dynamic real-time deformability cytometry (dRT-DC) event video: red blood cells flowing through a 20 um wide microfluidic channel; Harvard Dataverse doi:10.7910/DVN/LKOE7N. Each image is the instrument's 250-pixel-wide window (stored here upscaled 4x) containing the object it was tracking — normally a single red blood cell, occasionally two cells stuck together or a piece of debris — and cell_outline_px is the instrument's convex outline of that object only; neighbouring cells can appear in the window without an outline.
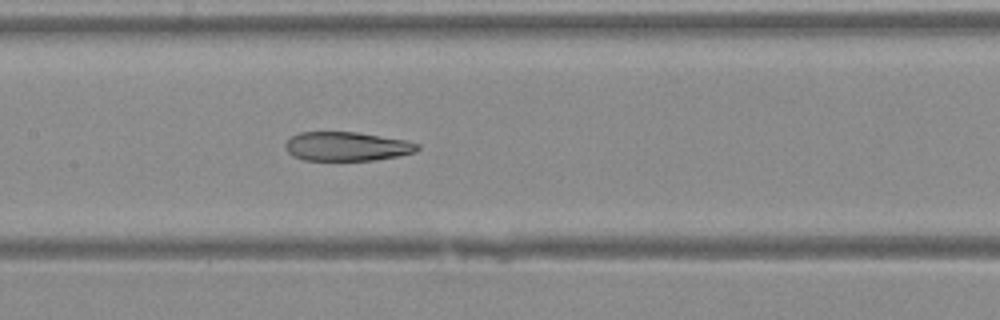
{"species": "Egyptian fruit bat (a non-hibernating species)", "species_latin": "Rousettus aegyptiacus", "temperature_condition": "warm", "stored_images_in_passage": 29, "camera_frame_rate_fps": 3000, "um_per_image_px": 0.085, "animal": {"sex": "female"}, "frame": {"image": 1, "passage_image": 8, "time_ms": 2.333, "image_size_px": [1000, 320], "cell_outline_px": [[420, 148], [416, 152], [396, 156], [372, 160], [304, 160], [292, 156], [284, 148], [284, 144], [292, 136], [300, 132], [356, 132], [404, 140], [420, 144]], "centroid_in_image_um": [29.45, 12.44], "position_along_channel_um": 178.0, "area_um2": 22.25}}
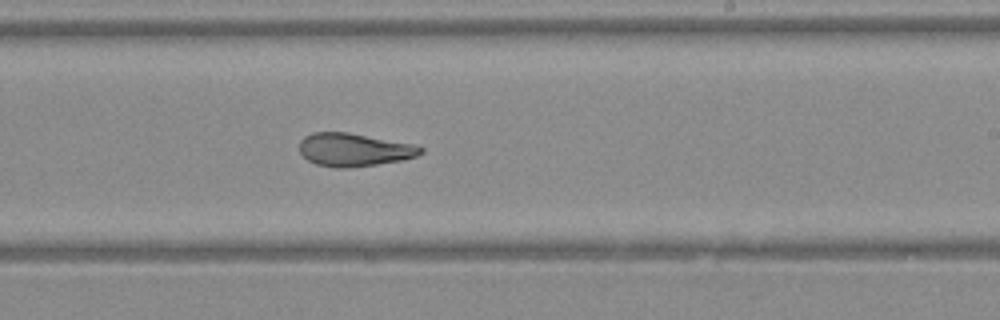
{"frame": {"image": 2, "passage_image": 13, "time_ms": 4.0, "image_size_px": [1000, 320], "cell_outline_px": [[424, 152], [416, 156], [400, 160], [376, 164], [348, 168], [336, 168], [316, 164], [308, 160], [300, 152], [300, 140], [304, 136], [312, 132], [348, 132], [412, 144], [424, 148]], "centroid_in_image_um": [30.06, 12.72], "position_along_channel_um": 258.9, "area_um2": 23.24}}
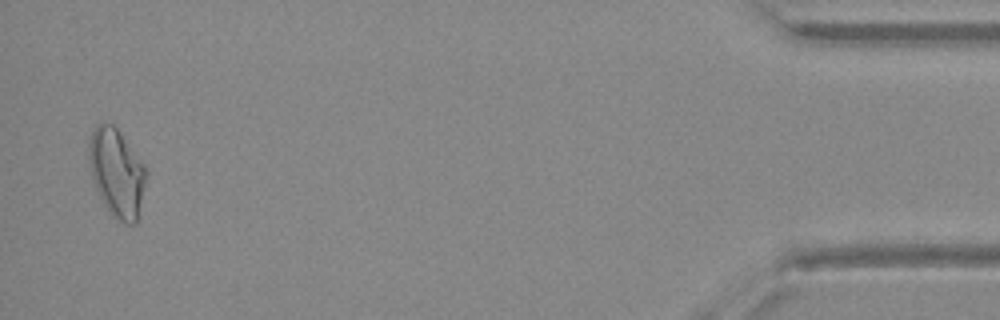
{"frame": {"image": 3, "passage_image": 28, "time_ms": 9.0, "image_size_px": [1000, 320], "cell_outline_px": [[148, 172], [136, 224], [124, 224], [112, 216], [100, 196], [96, 188], [92, 176], [88, 156], [88, 144], [92, 128], [100, 120], [104, 120], [112, 124], [116, 128], [148, 168]], "centroid_in_image_um": [9.92, 14.64], "position_along_channel_um": 425.3, "area_um2": 29.65}}